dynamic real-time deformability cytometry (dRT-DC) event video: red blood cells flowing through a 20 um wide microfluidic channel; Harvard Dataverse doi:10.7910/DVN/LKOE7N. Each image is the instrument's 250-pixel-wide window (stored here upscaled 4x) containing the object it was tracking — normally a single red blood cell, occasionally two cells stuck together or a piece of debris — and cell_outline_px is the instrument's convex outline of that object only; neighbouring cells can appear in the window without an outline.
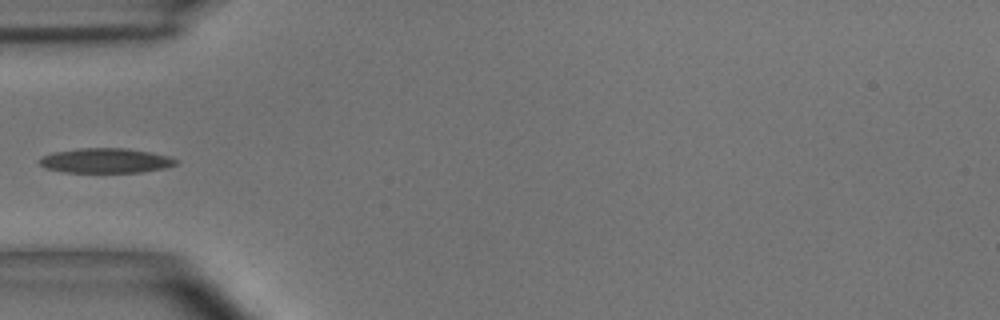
{"species": "common noctule bat (a hibernating species)", "species_latin": "Nyctalus noctula", "temperature_condition": "room temperature", "stored_images_in_passage": 4, "camera_frame_rate_fps": 3000, "um_per_image_px": 0.085, "animal": {"sex": "male", "body_mass_g": 15.6}, "frame": {"image": 1, "passage_image": 4, "time_ms": 1.0, "image_size_px": [1000, 320], "cell_outline_px": [[180, 160], [176, 164], [168, 168], [144, 172], [64, 172], [44, 168], [36, 160], [40, 156], [52, 152], [80, 148], [124, 148], [152, 152], [168, 156]], "centroid_in_image_um": [8.97, 13.65], "position_along_channel_um": 76.0, "area_um2": 20.06}}